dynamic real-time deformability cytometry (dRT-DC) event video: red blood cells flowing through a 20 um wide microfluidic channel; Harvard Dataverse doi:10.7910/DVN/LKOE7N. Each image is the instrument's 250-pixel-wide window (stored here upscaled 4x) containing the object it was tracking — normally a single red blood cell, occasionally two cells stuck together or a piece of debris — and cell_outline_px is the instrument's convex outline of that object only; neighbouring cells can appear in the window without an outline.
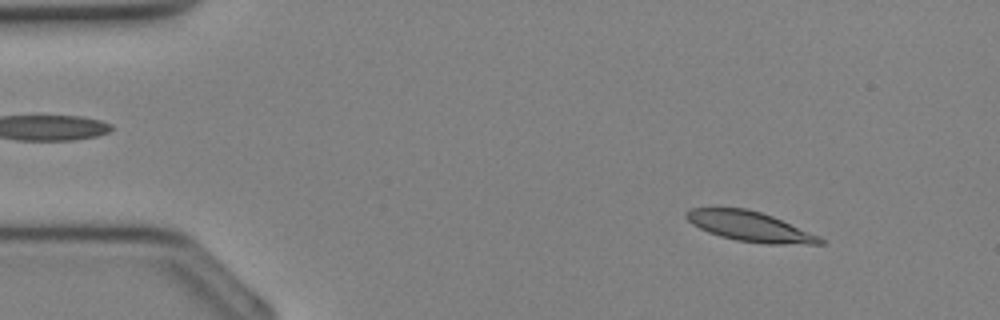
{"species": "Egyptian fruit bat (a non-hibernating species)", "species_latin": "Rousettus aegyptiacus", "temperature_condition": "cold", "stored_images_in_passage": 35, "camera_frame_rate_fps": 3000, "um_per_image_px": 0.085, "animal": {"sex": "female"}, "frame": {"image": 1, "passage_image": 4, "time_ms": 1.0, "image_size_px": [1000, 320], "cell_outline_px": [[824, 244], [764, 244], [736, 240], [720, 236], [708, 232], [692, 224], [684, 216], [684, 212], [688, 208], [748, 208], [772, 216], [820, 236], [824, 240]], "centroid_in_image_um": [63.72, 19.25], "position_along_channel_um": 21.3, "area_um2": 23.35}}
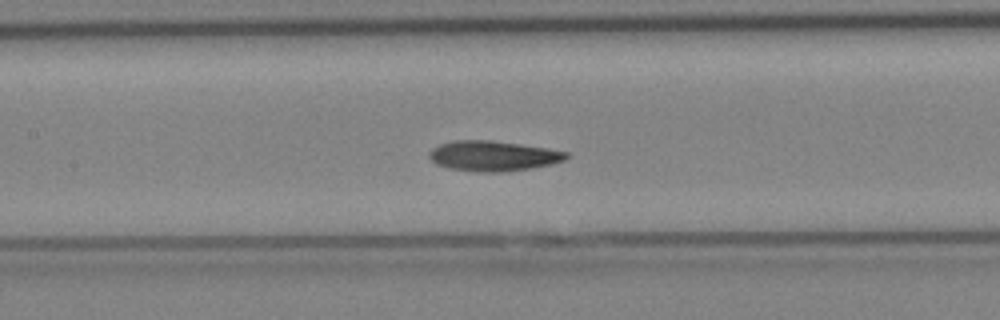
{"frame": {"image": 2, "passage_image": 16, "time_ms": 5.0, "image_size_px": [1000, 320], "cell_outline_px": [[568, 156], [564, 160], [552, 164], [504, 172], [480, 172], [452, 168], [436, 164], [428, 156], [428, 152], [432, 148], [440, 144], [452, 140], [492, 140], [548, 148], [568, 152]], "centroid_in_image_um": [41.9, 13.24], "position_along_channel_um": 165.5, "area_um2": 24.04}}
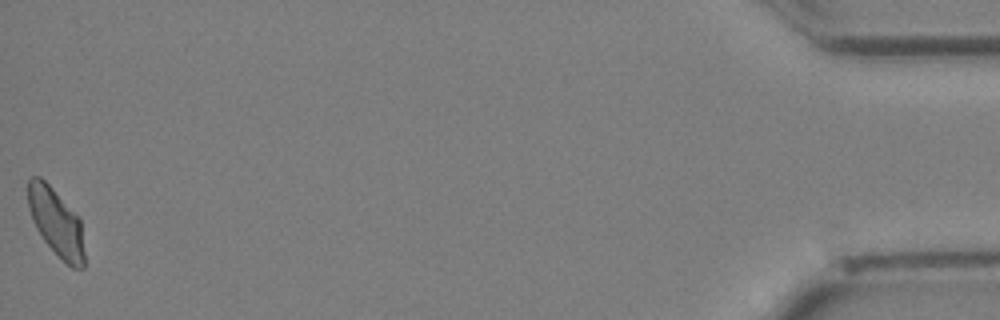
{"frame": {"image": 3, "passage_image": 35, "time_ms": 11.333, "image_size_px": [1000, 320], "cell_outline_px": [[84, 268], [72, 268], [44, 240], [36, 228], [32, 220], [28, 208], [28, 180], [32, 176], [40, 176], [80, 216], [84, 252]], "centroid_in_image_um": [4.78, 18.86], "position_along_channel_um": 430.4, "area_um2": 22.08}}